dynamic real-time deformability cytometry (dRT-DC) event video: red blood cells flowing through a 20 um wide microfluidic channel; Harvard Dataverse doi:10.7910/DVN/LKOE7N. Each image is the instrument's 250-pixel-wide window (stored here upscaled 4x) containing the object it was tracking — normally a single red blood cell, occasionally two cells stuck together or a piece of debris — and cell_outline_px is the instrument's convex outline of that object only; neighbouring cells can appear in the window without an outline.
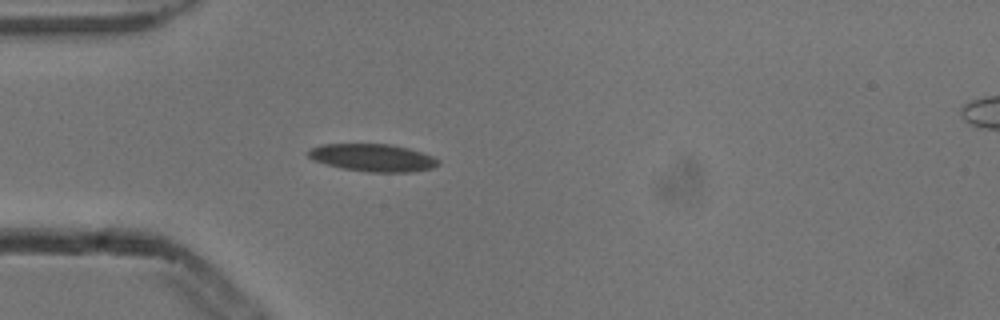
{"species": "common noctule bat (a hibernating species)", "species_latin": "Nyctalus noctula", "temperature_condition": "cold", "stored_images_in_passage": 2, "camera_frame_rate_fps": 3000, "um_per_image_px": 0.085, "animal": {"sex": "male", "body_mass_g": 13.3}, "frame": {"image": 1, "passage_image": 2, "time_ms": 0.333, "image_size_px": [1000, 320], "cell_outline_px": [[440, 164], [432, 168], [412, 172], [368, 172], [340, 168], [312, 160], [308, 156], [308, 152], [312, 148], [320, 144], [392, 144], [408, 148], [432, 156], [440, 160]], "centroid_in_image_um": [31.69, 13.41], "position_along_channel_um": 53.3, "area_um2": 20.92}}